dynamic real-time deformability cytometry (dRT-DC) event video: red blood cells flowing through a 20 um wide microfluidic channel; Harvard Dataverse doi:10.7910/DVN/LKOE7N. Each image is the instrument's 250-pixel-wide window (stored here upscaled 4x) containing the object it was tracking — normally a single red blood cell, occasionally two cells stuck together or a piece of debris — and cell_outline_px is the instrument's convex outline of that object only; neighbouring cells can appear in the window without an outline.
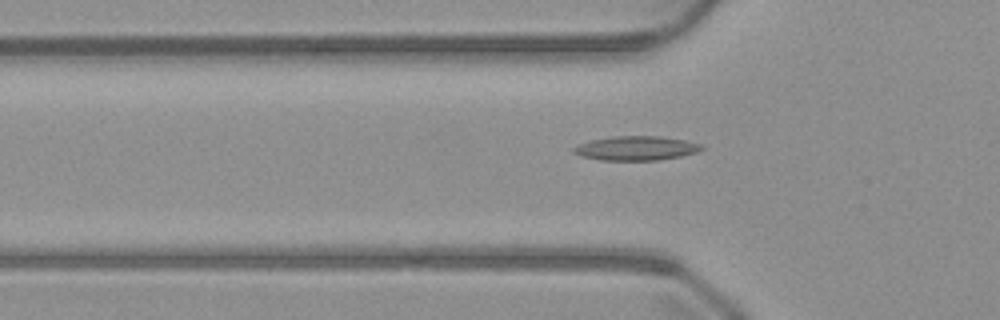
{"species": "common noctule bat (a hibernating species)", "species_latin": "Nyctalus noctula", "temperature_condition": "warm", "stored_images_in_passage": 40, "camera_frame_rate_fps": 3000, "um_per_image_px": 0.085, "animal": {"sex": "male", "body_mass_g": 23.1, "forearm_length_mm": 52.7}, "frame": {"image": 1, "passage_image": 8, "time_ms": 2.333, "image_size_px": [1000, 320], "cell_outline_px": [[704, 148], [696, 152], [680, 156], [660, 160], [600, 160], [580, 156], [572, 152], [572, 148], [580, 144], [592, 140], [612, 136], [660, 136], [684, 140], [704, 144]], "centroid_in_image_um": [54.08, 12.6], "position_along_channel_um": 71.7, "area_um2": 18.09}}
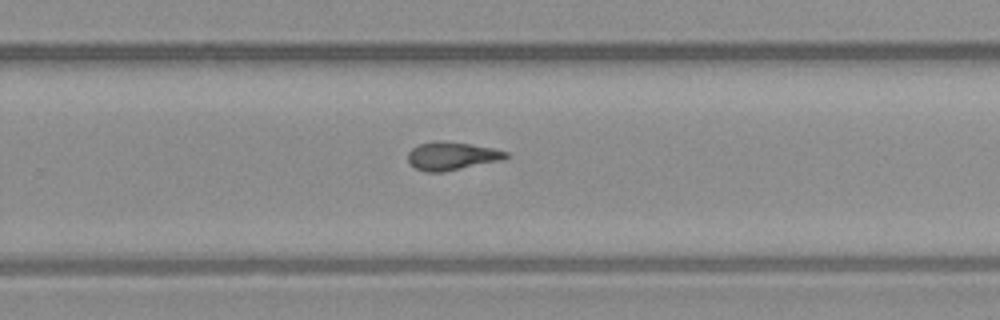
{"frame": {"image": 2, "passage_image": 24, "time_ms": 7.667, "image_size_px": [1000, 320], "cell_outline_px": [[512, 156], [504, 160], [444, 172], [424, 172], [416, 168], [408, 160], [408, 152], [412, 148], [420, 144], [436, 140], [440, 140], [468, 144], [492, 148], [508, 152]], "centroid_in_image_um": [38.44, 13.27], "position_along_channel_um": 291.4, "area_um2": 16.18}}
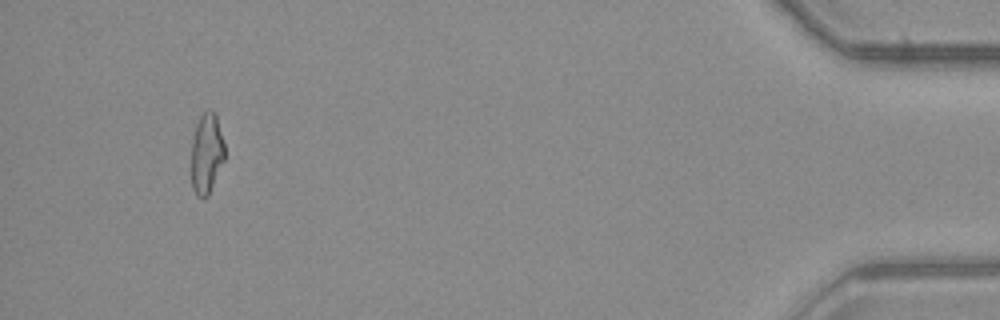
{"frame": {"image": 3, "passage_image": 39, "time_ms": 12.667, "image_size_px": [1000, 320], "cell_outline_px": [[224, 160], [208, 196], [196, 196], [192, 188], [192, 136], [196, 124], [200, 116], [208, 108], [212, 108], [216, 112], [224, 144]], "centroid_in_image_um": [17.56, 12.98], "position_along_channel_um": 417.6, "area_um2": 15.72}}